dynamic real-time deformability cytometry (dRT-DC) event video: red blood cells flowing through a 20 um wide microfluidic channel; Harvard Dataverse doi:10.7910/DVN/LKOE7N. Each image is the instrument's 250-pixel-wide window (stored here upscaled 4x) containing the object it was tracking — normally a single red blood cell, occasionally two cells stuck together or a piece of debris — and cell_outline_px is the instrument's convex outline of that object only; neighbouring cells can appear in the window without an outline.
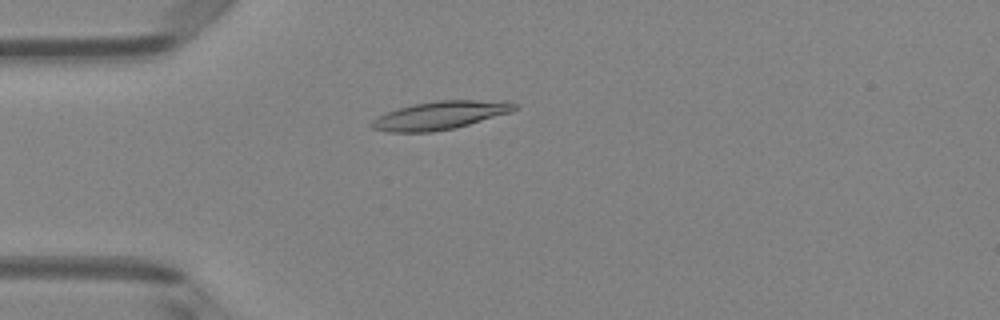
{"species": "Egyptian fruit bat (a non-hibernating species)", "species_latin": "Rousettus aegyptiacus", "temperature_condition": "room temperature", "stored_images_in_passage": 51, "camera_frame_rate_fps": 3000, "um_per_image_px": 0.085, "animal": {"sex": "female"}, "frame": {"image": 1, "passage_image": 14, "time_ms": 4.333, "image_size_px": [1000, 320], "cell_outline_px": [[520, 108], [508, 112], [468, 124], [452, 128], [432, 132], [388, 132], [372, 128], [368, 124], [372, 120], [396, 108], [412, 104], [436, 100], [472, 100], [520, 104]], "centroid_in_image_um": [37.31, 9.81], "position_along_channel_um": 47.7, "area_um2": 23.0}}
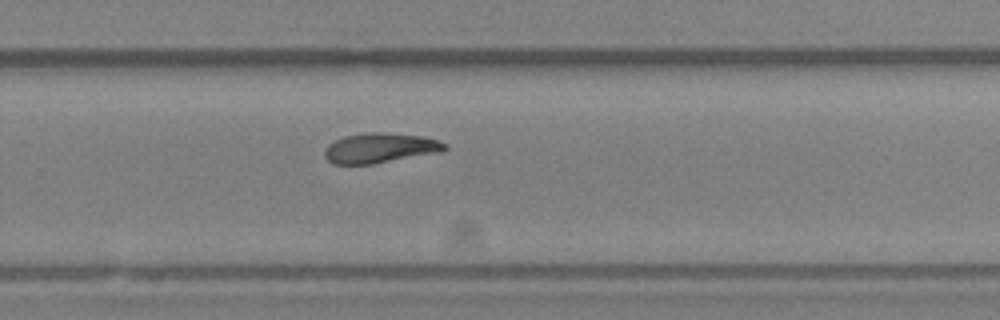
{"frame": {"image": 2, "passage_image": 34, "time_ms": 11.0, "image_size_px": [1000, 320], "cell_outline_px": [[448, 148], [440, 152], [372, 164], [332, 164], [324, 156], [324, 148], [328, 144], [344, 136], [364, 132], [384, 132], [424, 136], [448, 144]], "centroid_in_image_um": [32.29, 12.57], "position_along_channel_um": 297.5, "area_um2": 21.1}}
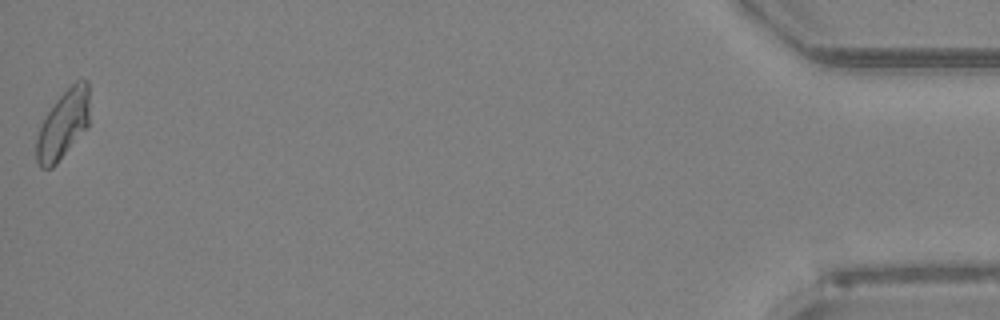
{"frame": {"image": 3, "passage_image": 51, "time_ms": 16.667, "image_size_px": [1000, 320], "cell_outline_px": [[88, 124], [56, 164], [52, 168], [40, 168], [36, 160], [36, 140], [40, 128], [48, 112], [56, 100], [76, 80], [88, 80]], "centroid_in_image_um": [5.34, 10.59], "position_along_channel_um": 429.9, "area_um2": 20.52}}